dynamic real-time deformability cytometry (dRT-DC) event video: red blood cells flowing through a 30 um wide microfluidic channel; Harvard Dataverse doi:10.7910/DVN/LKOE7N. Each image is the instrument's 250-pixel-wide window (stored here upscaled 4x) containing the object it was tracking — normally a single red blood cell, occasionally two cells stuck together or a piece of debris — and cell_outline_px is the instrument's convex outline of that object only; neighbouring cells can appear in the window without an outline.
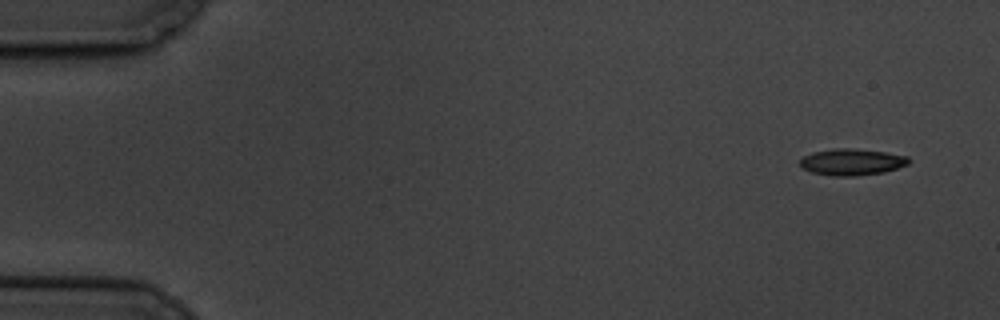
{"species": "common noctule bat (a hibernating species)", "species_latin": "Nyctalus noctula", "temperature_condition": "cold", "stored_images_in_passage": 5, "camera_frame_rate_fps": 3000, "um_per_image_px": 0.085, "animal": {"sex": "male", "body_mass_g": 19.5, "forearm_length_mm": 54.6}, "frame": {"image": 1, "passage_image": 1, "time_ms": 0.0, "image_size_px": [1000, 320], "cell_outline_px": [[908, 164], [884, 172], [856, 176], [832, 176], [812, 172], [800, 168], [800, 160], [804, 156], [812, 152], [832, 148], [856, 148], [884, 152], [908, 156]], "centroid_in_image_um": [72.36, 13.76], "position_along_channel_um": 12.6, "area_um2": 16.88}}
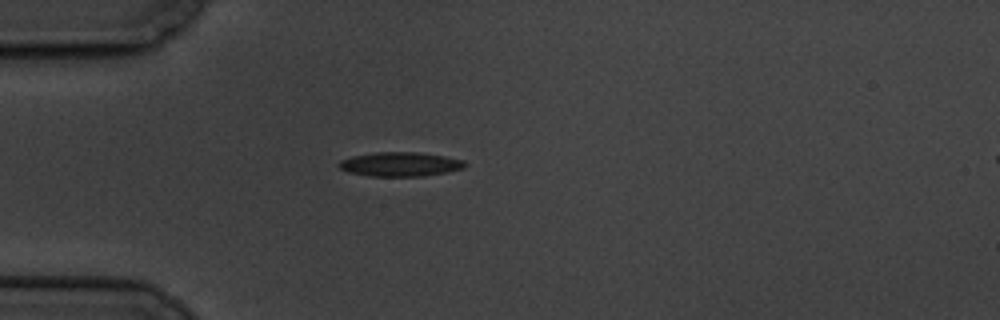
{"frame": {"image": 2, "passage_image": 5, "time_ms": 4.333, "image_size_px": [1000, 320], "cell_outline_px": [[468, 164], [464, 168], [448, 172], [424, 176], [368, 176], [348, 172], [340, 168], [336, 164], [340, 160], [352, 156], [376, 152], [416, 152], [444, 156], [464, 160]], "centroid_in_image_um": [34.02, 13.96], "position_along_channel_um": 51.0, "area_um2": 17.92}}